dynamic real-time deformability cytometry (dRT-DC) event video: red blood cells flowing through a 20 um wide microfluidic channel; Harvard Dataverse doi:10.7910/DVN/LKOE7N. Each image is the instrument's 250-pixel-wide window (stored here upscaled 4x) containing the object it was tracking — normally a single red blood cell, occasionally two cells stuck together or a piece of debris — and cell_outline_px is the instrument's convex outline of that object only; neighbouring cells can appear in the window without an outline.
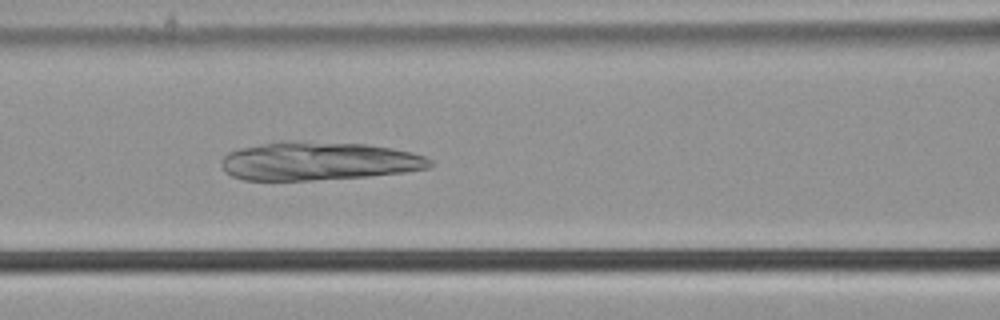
{"species": "common noctule bat (a hibernating species)", "species_latin": "Nyctalus noctula", "temperature_condition": "cold", "stored_images_in_passage": 33, "camera_frame_rate_fps": 3000, "um_per_image_px": 0.085, "animal": {"sex": "male", "body_mass_g": 21.5, "forearm_length_mm": 52.0}, "frame": {"image": 1, "passage_image": 10, "time_ms": 3.0, "image_size_px": [1000, 320], "cell_outline_px": [[432, 164], [428, 168], [404, 172], [368, 176], [312, 180], [244, 180], [232, 176], [224, 172], [220, 164], [220, 160], [228, 152], [240, 148], [280, 140], [292, 140], [368, 144], [392, 148], [412, 152], [424, 156], [432, 160]], "centroid_in_image_um": [27.03, 13.68], "position_along_channel_um": 139.6, "area_um2": 47.11}}
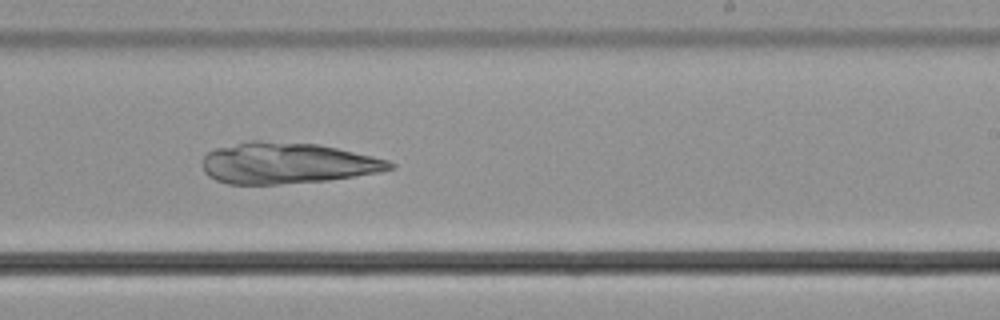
{"frame": {"image": 2, "passage_image": 20, "time_ms": 6.333, "image_size_px": [1000, 320], "cell_outline_px": [[396, 164], [392, 168], [380, 172], [328, 180], [280, 184], [228, 184], [216, 180], [208, 176], [204, 172], [204, 156], [208, 152], [216, 148], [248, 140], [260, 140], [320, 144], [372, 156], [388, 160]], "centroid_in_image_um": [24.39, 13.86], "position_along_channel_um": 264.6, "area_um2": 44.91}}
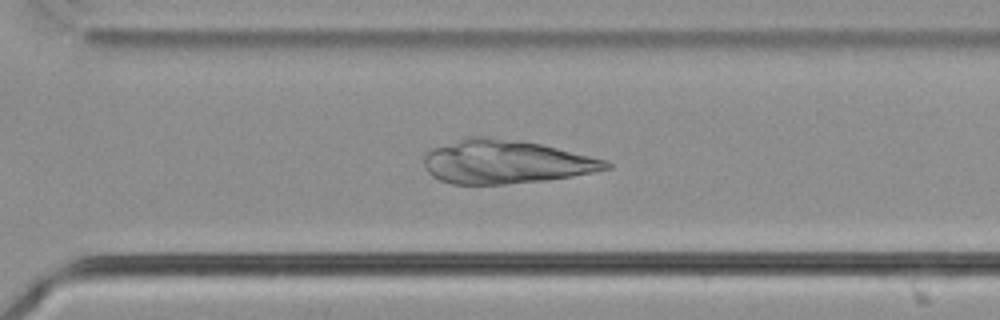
{"frame": {"image": 3, "passage_image": 25, "time_ms": 8.0, "image_size_px": [1000, 320], "cell_outline_px": [[612, 168], [572, 176], [544, 180], [504, 184], [452, 184], [440, 180], [432, 176], [428, 172], [424, 164], [424, 156], [432, 148], [464, 136], [488, 136], [520, 140], [540, 144], [608, 160], [612, 164]], "centroid_in_image_um": [42.96, 13.74], "position_along_channel_um": 327.6, "area_um2": 46.41}}